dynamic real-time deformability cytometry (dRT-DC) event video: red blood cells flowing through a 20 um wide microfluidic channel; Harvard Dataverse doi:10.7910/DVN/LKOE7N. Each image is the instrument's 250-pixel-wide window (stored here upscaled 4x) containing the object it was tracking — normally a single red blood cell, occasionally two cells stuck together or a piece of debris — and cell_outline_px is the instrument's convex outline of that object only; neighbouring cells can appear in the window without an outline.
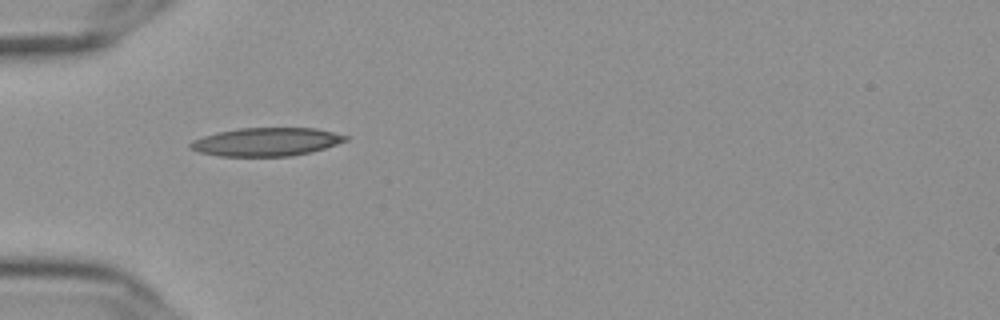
{"species": "Egyptian fruit bat (a non-hibernating species)", "species_latin": "Rousettus aegyptiacus", "temperature_condition": "cold", "stored_images_in_passage": 39, "camera_frame_rate_fps": 3000, "um_per_image_px": 0.085, "frame": {"image": 1, "passage_image": 1, "time_ms": 0.0, "image_size_px": [1000, 320], "cell_outline_px": [[348, 140], [324, 148], [292, 156], [220, 156], [200, 152], [188, 148], [188, 144], [192, 140], [204, 136], [220, 132], [240, 128], [316, 128], [348, 136]], "centroid_in_image_um": [22.61, 12.06], "position_along_channel_um": 62.4, "area_um2": 25.37}}
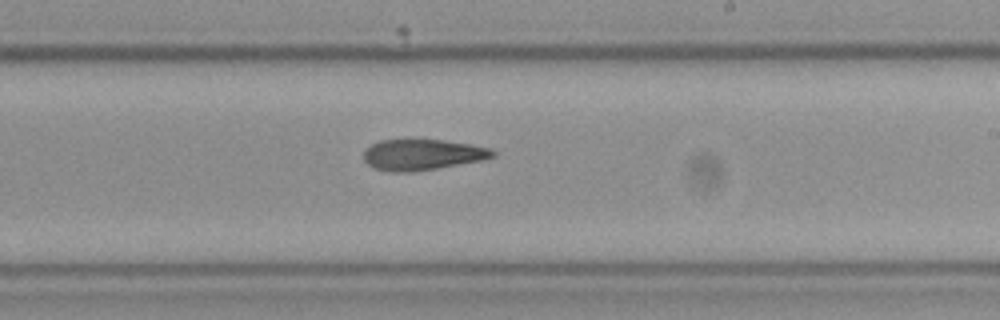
{"frame": {"image": 2, "passage_image": 17, "time_ms": 5.333, "image_size_px": [1000, 320], "cell_outline_px": [[496, 156], [480, 160], [436, 168], [412, 172], [388, 172], [372, 168], [364, 160], [364, 152], [372, 144], [380, 140], [444, 140], [472, 144], [492, 148], [496, 152]], "centroid_in_image_um": [35.91, 13.15], "position_along_channel_um": 253.1, "area_um2": 23.18}}
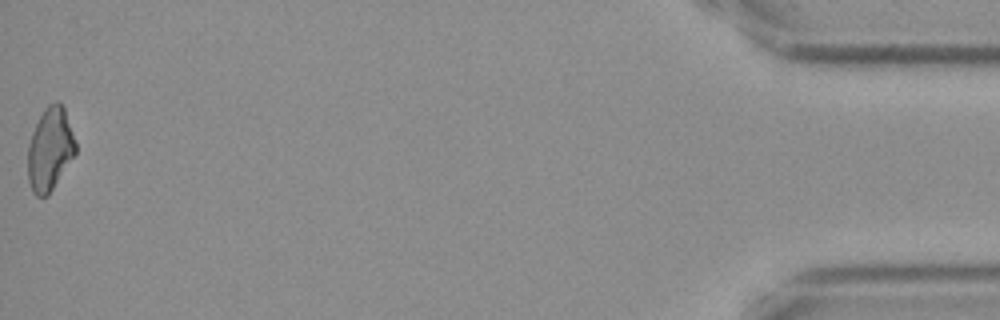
{"frame": {"image": 3, "passage_image": 39, "time_ms": 12.667, "image_size_px": [1000, 320], "cell_outline_px": [[76, 152], [48, 196], [36, 196], [32, 192], [28, 180], [28, 144], [32, 132], [44, 108], [48, 104], [56, 100], [64, 108], [76, 144]], "centroid_in_image_um": [4.23, 12.69], "position_along_channel_um": 431.0, "area_um2": 22.89}, "authors_computed_cell_mechanics": {"area_um2": 23.8136, "velocity_mm_per_s": 3.6406, "shape_relaxation_time_tau1_ms": null, "shape_relaxation_time_tau2_ms": 11.1992, "deformation_change_tau1": null, "deformation_change_tau2": 0.2443}}